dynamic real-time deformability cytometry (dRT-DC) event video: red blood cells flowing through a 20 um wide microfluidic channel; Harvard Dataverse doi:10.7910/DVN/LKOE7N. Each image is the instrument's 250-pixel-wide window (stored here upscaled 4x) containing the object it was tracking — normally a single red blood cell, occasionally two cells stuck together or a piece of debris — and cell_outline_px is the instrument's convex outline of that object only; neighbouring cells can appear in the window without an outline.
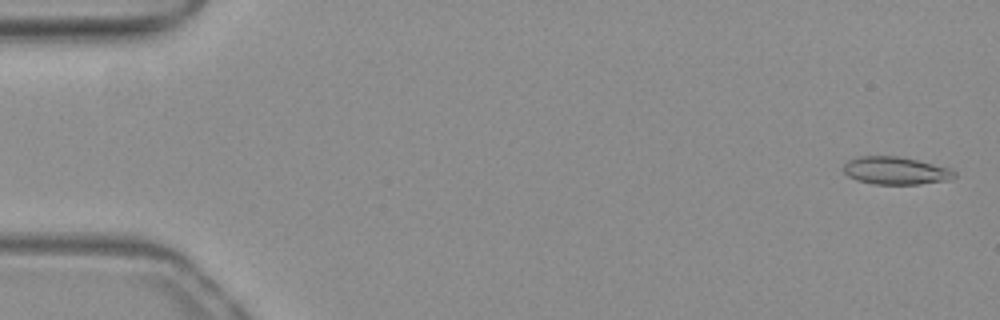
{"species": "common noctule bat (a hibernating species)", "species_latin": "Nyctalus noctula", "temperature_condition": "warm", "stored_images_in_passage": 16, "camera_frame_rate_fps": 3000, "um_per_image_px": 0.085, "animal": {"sex": "female", "body_mass_g": 19.3, "forearm_length_mm": 54.1}, "frame": {"image": 1, "passage_image": 2, "time_ms": 0.333, "image_size_px": [1000, 320], "cell_outline_px": [[956, 176], [948, 180], [920, 184], [872, 184], [856, 180], [848, 176], [844, 172], [844, 164], [848, 160], [860, 156], [896, 156], [916, 160], [952, 168], [956, 172]], "centroid_in_image_um": [76.14, 14.51], "position_along_channel_um": 8.9, "area_um2": 17.92}}
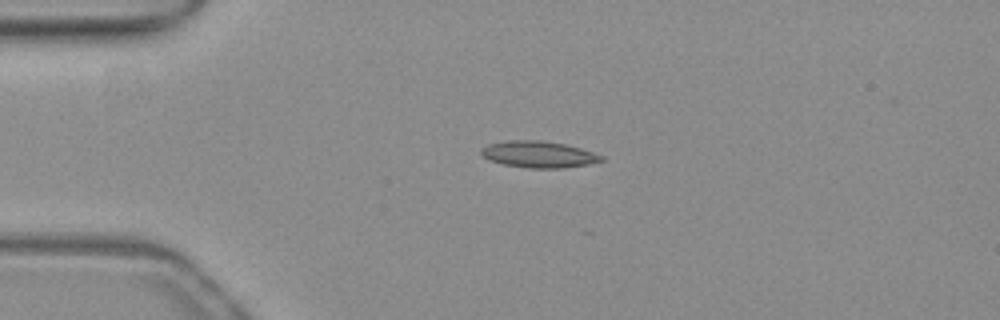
{"frame": {"image": 2, "passage_image": 13, "time_ms": 4.0, "image_size_px": [1000, 320], "cell_outline_px": [[604, 160], [588, 164], [564, 168], [528, 168], [504, 164], [488, 160], [480, 152], [480, 148], [488, 144], [504, 140], [540, 140], [564, 144], [580, 148], [604, 156]], "centroid_in_image_um": [45.75, 13.12], "position_along_channel_um": 39.2, "area_um2": 18.61}}